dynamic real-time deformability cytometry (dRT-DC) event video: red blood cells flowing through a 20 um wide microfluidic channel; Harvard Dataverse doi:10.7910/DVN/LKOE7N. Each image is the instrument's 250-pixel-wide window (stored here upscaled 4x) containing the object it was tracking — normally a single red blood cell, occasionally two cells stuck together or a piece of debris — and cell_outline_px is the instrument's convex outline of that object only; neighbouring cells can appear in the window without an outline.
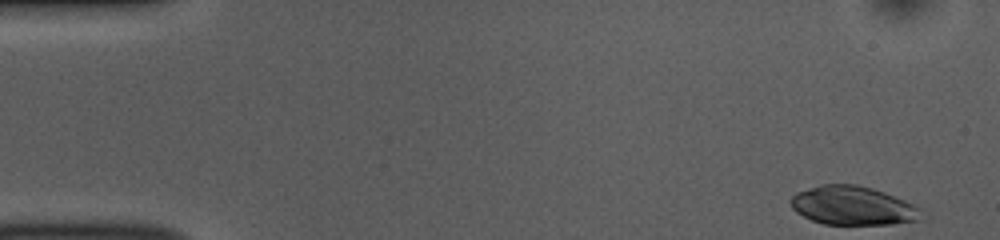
{"species": "common noctule bat (a hibernating species)", "species_latin": "Nyctalus noctula", "temperature_condition": "room temperature", "stored_images_in_passage": 51, "camera_frame_rate_fps": 3000, "um_per_image_px": 0.085, "animal": {"sex": "female", "body_mass_g": 10.0, "forearm_length_mm": 53.1}, "frame": {"image": 1, "passage_image": 1, "time_ms": 0.0, "image_size_px": [1000, 240], "cell_outline_px": [[920, 220], [892, 224], [824, 224], [812, 220], [796, 212], [792, 208], [788, 200], [796, 192], [820, 184], [856, 184], [872, 188], [884, 192], [904, 200], [920, 208]], "centroid_in_image_um": [72.44, 17.47], "position_along_channel_um": 12.6, "area_um2": 29.48}}
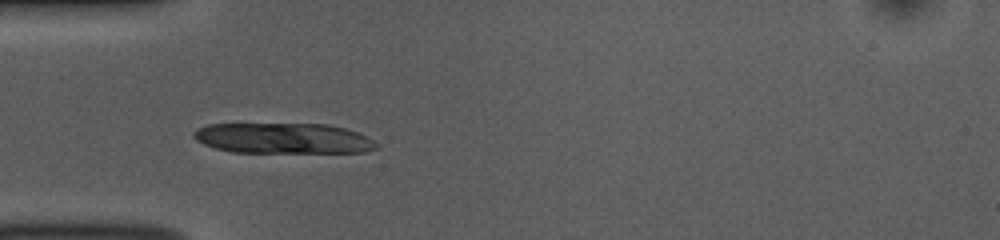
{"frame": {"image": 2, "passage_image": 14, "time_ms": 4.333, "image_size_px": [1000, 240], "cell_outline_px": [[380, 144], [376, 148], [364, 152], [232, 152], [216, 148], [204, 144], [196, 140], [192, 136], [192, 132], [196, 128], [208, 124], [328, 124], [360, 132]], "centroid_in_image_um": [24.08, 11.75], "position_along_channel_um": 60.9, "area_um2": 32.66}}